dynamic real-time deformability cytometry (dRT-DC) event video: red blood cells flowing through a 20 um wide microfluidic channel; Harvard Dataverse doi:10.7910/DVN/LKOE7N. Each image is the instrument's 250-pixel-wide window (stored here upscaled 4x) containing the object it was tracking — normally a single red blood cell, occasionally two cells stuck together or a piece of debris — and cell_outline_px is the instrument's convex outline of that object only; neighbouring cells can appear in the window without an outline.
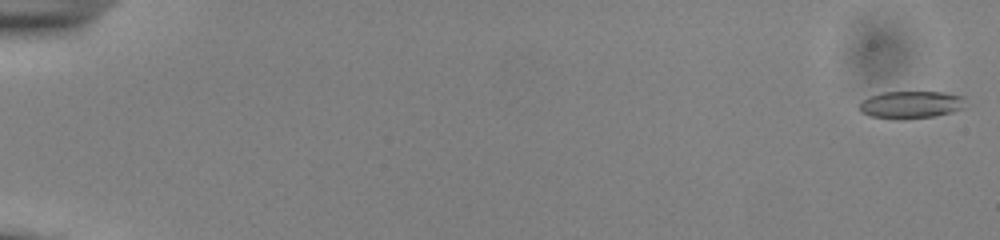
{"species": "common noctule bat (a hibernating species)", "species_latin": "Nyctalus noctula", "temperature_condition": "cold", "stored_images_in_passage": 55, "camera_frame_rate_fps": 3000, "um_per_image_px": 0.085, "animal": {"sex": "male", "body_mass_g": 13.0, "forearm_length_mm": 53.1}, "frame": {"image": 1, "passage_image": 1, "time_ms": 0.0, "image_size_px": [1000, 240], "cell_outline_px": [[964, 108], [952, 112], [932, 116], [904, 120], [896, 120], [868, 116], [860, 112], [860, 104], [868, 96], [884, 92], [944, 92], [964, 96]], "centroid_in_image_um": [77.41, 8.91], "position_along_channel_um": 7.6, "area_um2": 17.17}}
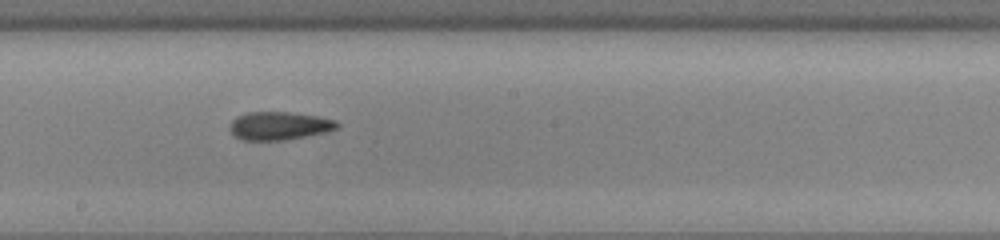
{"frame": {"image": 2, "passage_image": 32, "time_ms": 10.333, "image_size_px": [1000, 240], "cell_outline_px": [[340, 128], [324, 132], [284, 140], [240, 140], [232, 136], [232, 120], [236, 116], [248, 112], [288, 112], [320, 116], [336, 120], [340, 124]], "centroid_in_image_um": [23.76, 10.69], "position_along_channel_um": 224.4, "area_um2": 17.63}}
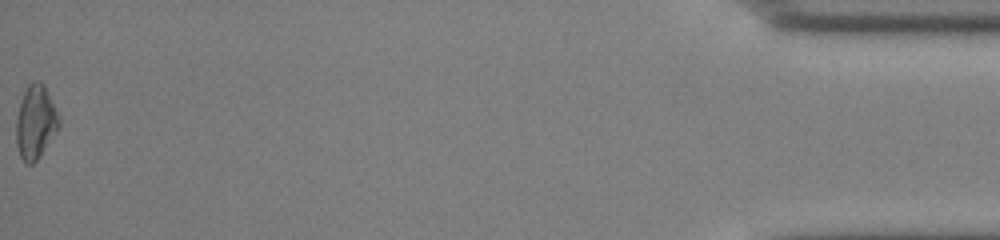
{"frame": {"image": 3, "passage_image": 55, "time_ms": 18.0, "image_size_px": [1000, 240], "cell_outline_px": [[60, 124], [40, 156], [32, 164], [28, 164], [20, 156], [16, 144], [16, 120], [20, 104], [24, 92], [28, 84], [32, 80], [40, 80], [44, 84], [60, 120]], "centroid_in_image_um": [3.0, 10.35], "position_along_channel_um": 432.2, "area_um2": 18.03}, "authors_computed_cell_mechanics": {"area_um2": 17.6868, "velocity_mm_per_s": 3.8765, "shape_relaxation_time_tau1_ms": null, "shape_relaxation_time_tau2_ms": 2.3426, "deformation_change_tau1": null, "deformation_change_tau2": 0.1013}}